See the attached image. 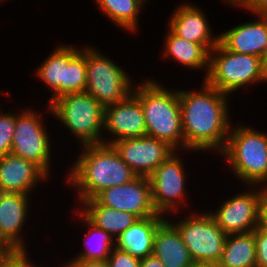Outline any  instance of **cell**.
<instances>
[{"label":"cell","instance_id":"cell-12","mask_svg":"<svg viewBox=\"0 0 267 267\" xmlns=\"http://www.w3.org/2000/svg\"><path fill=\"white\" fill-rule=\"evenodd\" d=\"M111 145L137 176L148 178L176 151L166 142L149 136L122 139Z\"/></svg>","mask_w":267,"mask_h":267},{"label":"cell","instance_id":"cell-29","mask_svg":"<svg viewBox=\"0 0 267 267\" xmlns=\"http://www.w3.org/2000/svg\"><path fill=\"white\" fill-rule=\"evenodd\" d=\"M29 253L31 254L28 250L9 251L1 258L0 267H41L42 265L34 264Z\"/></svg>","mask_w":267,"mask_h":267},{"label":"cell","instance_id":"cell-15","mask_svg":"<svg viewBox=\"0 0 267 267\" xmlns=\"http://www.w3.org/2000/svg\"><path fill=\"white\" fill-rule=\"evenodd\" d=\"M31 197L34 198L22 193L0 192V240L10 251L29 249L27 233L23 230L31 213Z\"/></svg>","mask_w":267,"mask_h":267},{"label":"cell","instance_id":"cell-10","mask_svg":"<svg viewBox=\"0 0 267 267\" xmlns=\"http://www.w3.org/2000/svg\"><path fill=\"white\" fill-rule=\"evenodd\" d=\"M191 150L175 151L166 161L159 165L149 177L151 184L152 204L157 214L165 217L180 213V210H189L187 182L183 153ZM180 153V154H179ZM182 153V154H181ZM181 155V156H180ZM189 204V205H188ZM187 207L186 209H184ZM190 207V208H189Z\"/></svg>","mask_w":267,"mask_h":267},{"label":"cell","instance_id":"cell-37","mask_svg":"<svg viewBox=\"0 0 267 267\" xmlns=\"http://www.w3.org/2000/svg\"><path fill=\"white\" fill-rule=\"evenodd\" d=\"M261 69H262L263 77L265 81L267 82V50L261 57Z\"/></svg>","mask_w":267,"mask_h":267},{"label":"cell","instance_id":"cell-40","mask_svg":"<svg viewBox=\"0 0 267 267\" xmlns=\"http://www.w3.org/2000/svg\"><path fill=\"white\" fill-rule=\"evenodd\" d=\"M8 252H0V260L2 257H4Z\"/></svg>","mask_w":267,"mask_h":267},{"label":"cell","instance_id":"cell-30","mask_svg":"<svg viewBox=\"0 0 267 267\" xmlns=\"http://www.w3.org/2000/svg\"><path fill=\"white\" fill-rule=\"evenodd\" d=\"M109 267H140V259L130 253L113 249L107 259Z\"/></svg>","mask_w":267,"mask_h":267},{"label":"cell","instance_id":"cell-2","mask_svg":"<svg viewBox=\"0 0 267 267\" xmlns=\"http://www.w3.org/2000/svg\"><path fill=\"white\" fill-rule=\"evenodd\" d=\"M80 153L68 169L64 185L72 188L76 195L74 206L94 198L102 190L124 185L137 175L121 159L112 145L94 144L80 146Z\"/></svg>","mask_w":267,"mask_h":267},{"label":"cell","instance_id":"cell-39","mask_svg":"<svg viewBox=\"0 0 267 267\" xmlns=\"http://www.w3.org/2000/svg\"><path fill=\"white\" fill-rule=\"evenodd\" d=\"M10 250L4 245V243L0 240V252H9Z\"/></svg>","mask_w":267,"mask_h":267},{"label":"cell","instance_id":"cell-11","mask_svg":"<svg viewBox=\"0 0 267 267\" xmlns=\"http://www.w3.org/2000/svg\"><path fill=\"white\" fill-rule=\"evenodd\" d=\"M244 188L239 194L222 199L216 210H206L226 235L249 233L259 226V208L267 188L248 185Z\"/></svg>","mask_w":267,"mask_h":267},{"label":"cell","instance_id":"cell-1","mask_svg":"<svg viewBox=\"0 0 267 267\" xmlns=\"http://www.w3.org/2000/svg\"><path fill=\"white\" fill-rule=\"evenodd\" d=\"M198 89L178 88L185 151L220 154L232 125L230 97L205 80Z\"/></svg>","mask_w":267,"mask_h":267},{"label":"cell","instance_id":"cell-20","mask_svg":"<svg viewBox=\"0 0 267 267\" xmlns=\"http://www.w3.org/2000/svg\"><path fill=\"white\" fill-rule=\"evenodd\" d=\"M166 30L162 58L174 60L188 71L191 69L203 71L205 80L209 71V53L200 44L179 37L168 26Z\"/></svg>","mask_w":267,"mask_h":267},{"label":"cell","instance_id":"cell-14","mask_svg":"<svg viewBox=\"0 0 267 267\" xmlns=\"http://www.w3.org/2000/svg\"><path fill=\"white\" fill-rule=\"evenodd\" d=\"M103 144L146 136L141 102L131 93L125 100L104 107ZM111 136V138L106 135Z\"/></svg>","mask_w":267,"mask_h":267},{"label":"cell","instance_id":"cell-8","mask_svg":"<svg viewBox=\"0 0 267 267\" xmlns=\"http://www.w3.org/2000/svg\"><path fill=\"white\" fill-rule=\"evenodd\" d=\"M86 45V92L103 107L125 100L135 84L123 66L104 55L95 45ZM123 67V68H122Z\"/></svg>","mask_w":267,"mask_h":267},{"label":"cell","instance_id":"cell-5","mask_svg":"<svg viewBox=\"0 0 267 267\" xmlns=\"http://www.w3.org/2000/svg\"><path fill=\"white\" fill-rule=\"evenodd\" d=\"M43 108L67 128L78 147L103 144L104 107L88 92L63 95Z\"/></svg>","mask_w":267,"mask_h":267},{"label":"cell","instance_id":"cell-3","mask_svg":"<svg viewBox=\"0 0 267 267\" xmlns=\"http://www.w3.org/2000/svg\"><path fill=\"white\" fill-rule=\"evenodd\" d=\"M159 82L155 78L141 79L132 90L142 105L146 136L164 141L176 151H185L178 87L170 89Z\"/></svg>","mask_w":267,"mask_h":267},{"label":"cell","instance_id":"cell-9","mask_svg":"<svg viewBox=\"0 0 267 267\" xmlns=\"http://www.w3.org/2000/svg\"><path fill=\"white\" fill-rule=\"evenodd\" d=\"M31 107H24L16 113L11 153L31 161L51 178L53 176L51 163L54 159L51 151L54 150L51 146L50 132L46 127L47 122L43 120L47 112L44 115V111L38 112Z\"/></svg>","mask_w":267,"mask_h":267},{"label":"cell","instance_id":"cell-23","mask_svg":"<svg viewBox=\"0 0 267 267\" xmlns=\"http://www.w3.org/2000/svg\"><path fill=\"white\" fill-rule=\"evenodd\" d=\"M54 47L52 52H49L47 58L41 61V65L36 66V78L42 81L46 87H49L50 96L47 98V103L50 105L53 101L61 98L64 95L65 83V66L69 63V44L65 43Z\"/></svg>","mask_w":267,"mask_h":267},{"label":"cell","instance_id":"cell-22","mask_svg":"<svg viewBox=\"0 0 267 267\" xmlns=\"http://www.w3.org/2000/svg\"><path fill=\"white\" fill-rule=\"evenodd\" d=\"M77 207L91 223L108 232L114 239L139 220L136 215L102 205L95 198L82 201Z\"/></svg>","mask_w":267,"mask_h":267},{"label":"cell","instance_id":"cell-34","mask_svg":"<svg viewBox=\"0 0 267 267\" xmlns=\"http://www.w3.org/2000/svg\"><path fill=\"white\" fill-rule=\"evenodd\" d=\"M259 227L267 232V195L261 201L259 208Z\"/></svg>","mask_w":267,"mask_h":267},{"label":"cell","instance_id":"cell-31","mask_svg":"<svg viewBox=\"0 0 267 267\" xmlns=\"http://www.w3.org/2000/svg\"><path fill=\"white\" fill-rule=\"evenodd\" d=\"M256 243V267H267V232L259 226L254 230Z\"/></svg>","mask_w":267,"mask_h":267},{"label":"cell","instance_id":"cell-32","mask_svg":"<svg viewBox=\"0 0 267 267\" xmlns=\"http://www.w3.org/2000/svg\"><path fill=\"white\" fill-rule=\"evenodd\" d=\"M68 260V262H67ZM64 267H109L107 260L67 259Z\"/></svg>","mask_w":267,"mask_h":267},{"label":"cell","instance_id":"cell-7","mask_svg":"<svg viewBox=\"0 0 267 267\" xmlns=\"http://www.w3.org/2000/svg\"><path fill=\"white\" fill-rule=\"evenodd\" d=\"M198 210L192 211L191 209V212L186 216L178 217L179 214H184L181 211L180 213L172 214V216H167L166 219L181 235L194 262L217 264L222 256L227 235L217 225L208 211L206 212L204 209Z\"/></svg>","mask_w":267,"mask_h":267},{"label":"cell","instance_id":"cell-41","mask_svg":"<svg viewBox=\"0 0 267 267\" xmlns=\"http://www.w3.org/2000/svg\"><path fill=\"white\" fill-rule=\"evenodd\" d=\"M7 0H0L1 3L5 2L6 3Z\"/></svg>","mask_w":267,"mask_h":267},{"label":"cell","instance_id":"cell-33","mask_svg":"<svg viewBox=\"0 0 267 267\" xmlns=\"http://www.w3.org/2000/svg\"><path fill=\"white\" fill-rule=\"evenodd\" d=\"M249 14L267 15V0H249L242 8Z\"/></svg>","mask_w":267,"mask_h":267},{"label":"cell","instance_id":"cell-13","mask_svg":"<svg viewBox=\"0 0 267 267\" xmlns=\"http://www.w3.org/2000/svg\"><path fill=\"white\" fill-rule=\"evenodd\" d=\"M94 198L102 205L131 213L139 219L157 215L148 177L137 176L124 185L108 187Z\"/></svg>","mask_w":267,"mask_h":267},{"label":"cell","instance_id":"cell-28","mask_svg":"<svg viewBox=\"0 0 267 267\" xmlns=\"http://www.w3.org/2000/svg\"><path fill=\"white\" fill-rule=\"evenodd\" d=\"M8 112V113H7ZM16 112L0 110V157L11 153L15 131Z\"/></svg>","mask_w":267,"mask_h":267},{"label":"cell","instance_id":"cell-24","mask_svg":"<svg viewBox=\"0 0 267 267\" xmlns=\"http://www.w3.org/2000/svg\"><path fill=\"white\" fill-rule=\"evenodd\" d=\"M95 5L117 28L129 34L139 33V15L150 0H94ZM119 26V27H118ZM131 32V33H130ZM133 32V33H132Z\"/></svg>","mask_w":267,"mask_h":267},{"label":"cell","instance_id":"cell-21","mask_svg":"<svg viewBox=\"0 0 267 267\" xmlns=\"http://www.w3.org/2000/svg\"><path fill=\"white\" fill-rule=\"evenodd\" d=\"M153 255L165 267H187L193 262L181 235L167 219L156 229Z\"/></svg>","mask_w":267,"mask_h":267},{"label":"cell","instance_id":"cell-27","mask_svg":"<svg viewBox=\"0 0 267 267\" xmlns=\"http://www.w3.org/2000/svg\"><path fill=\"white\" fill-rule=\"evenodd\" d=\"M81 46L69 44V63L65 66L64 95L86 91V45L81 44Z\"/></svg>","mask_w":267,"mask_h":267},{"label":"cell","instance_id":"cell-17","mask_svg":"<svg viewBox=\"0 0 267 267\" xmlns=\"http://www.w3.org/2000/svg\"><path fill=\"white\" fill-rule=\"evenodd\" d=\"M49 179L37 165L20 156L9 153L0 157V192L34 195L39 184Z\"/></svg>","mask_w":267,"mask_h":267},{"label":"cell","instance_id":"cell-19","mask_svg":"<svg viewBox=\"0 0 267 267\" xmlns=\"http://www.w3.org/2000/svg\"><path fill=\"white\" fill-rule=\"evenodd\" d=\"M165 220L161 214L140 218L115 239V247L139 259L153 255L156 229Z\"/></svg>","mask_w":267,"mask_h":267},{"label":"cell","instance_id":"cell-25","mask_svg":"<svg viewBox=\"0 0 267 267\" xmlns=\"http://www.w3.org/2000/svg\"><path fill=\"white\" fill-rule=\"evenodd\" d=\"M78 217L80 224H83L86 230L83 238V247L81 251L71 259L79 260H107L115 248V239L105 230L98 228L91 223L78 209H73Z\"/></svg>","mask_w":267,"mask_h":267},{"label":"cell","instance_id":"cell-6","mask_svg":"<svg viewBox=\"0 0 267 267\" xmlns=\"http://www.w3.org/2000/svg\"><path fill=\"white\" fill-rule=\"evenodd\" d=\"M205 81L229 96L253 87V84L266 83L260 57L231 52L220 42L209 52V71Z\"/></svg>","mask_w":267,"mask_h":267},{"label":"cell","instance_id":"cell-18","mask_svg":"<svg viewBox=\"0 0 267 267\" xmlns=\"http://www.w3.org/2000/svg\"><path fill=\"white\" fill-rule=\"evenodd\" d=\"M252 15L254 21L238 23L231 29L218 33L219 42L231 52L261 58L267 50V15Z\"/></svg>","mask_w":267,"mask_h":267},{"label":"cell","instance_id":"cell-35","mask_svg":"<svg viewBox=\"0 0 267 267\" xmlns=\"http://www.w3.org/2000/svg\"><path fill=\"white\" fill-rule=\"evenodd\" d=\"M140 267H165L159 258L154 255L146 256L140 259Z\"/></svg>","mask_w":267,"mask_h":267},{"label":"cell","instance_id":"cell-4","mask_svg":"<svg viewBox=\"0 0 267 267\" xmlns=\"http://www.w3.org/2000/svg\"><path fill=\"white\" fill-rule=\"evenodd\" d=\"M238 121L234 126L232 123L219 157L227 162L233 178L236 176L243 186L267 188V132Z\"/></svg>","mask_w":267,"mask_h":267},{"label":"cell","instance_id":"cell-16","mask_svg":"<svg viewBox=\"0 0 267 267\" xmlns=\"http://www.w3.org/2000/svg\"><path fill=\"white\" fill-rule=\"evenodd\" d=\"M180 3L169 15L166 26L179 37L200 44L209 53L219 43V35L213 33L206 12L190 0Z\"/></svg>","mask_w":267,"mask_h":267},{"label":"cell","instance_id":"cell-26","mask_svg":"<svg viewBox=\"0 0 267 267\" xmlns=\"http://www.w3.org/2000/svg\"><path fill=\"white\" fill-rule=\"evenodd\" d=\"M256 256L254 230L227 235L217 267H256Z\"/></svg>","mask_w":267,"mask_h":267},{"label":"cell","instance_id":"cell-36","mask_svg":"<svg viewBox=\"0 0 267 267\" xmlns=\"http://www.w3.org/2000/svg\"><path fill=\"white\" fill-rule=\"evenodd\" d=\"M249 0H223L222 3H225L231 8H242Z\"/></svg>","mask_w":267,"mask_h":267},{"label":"cell","instance_id":"cell-38","mask_svg":"<svg viewBox=\"0 0 267 267\" xmlns=\"http://www.w3.org/2000/svg\"><path fill=\"white\" fill-rule=\"evenodd\" d=\"M187 267H217V264L209 263V262H192Z\"/></svg>","mask_w":267,"mask_h":267}]
</instances>
